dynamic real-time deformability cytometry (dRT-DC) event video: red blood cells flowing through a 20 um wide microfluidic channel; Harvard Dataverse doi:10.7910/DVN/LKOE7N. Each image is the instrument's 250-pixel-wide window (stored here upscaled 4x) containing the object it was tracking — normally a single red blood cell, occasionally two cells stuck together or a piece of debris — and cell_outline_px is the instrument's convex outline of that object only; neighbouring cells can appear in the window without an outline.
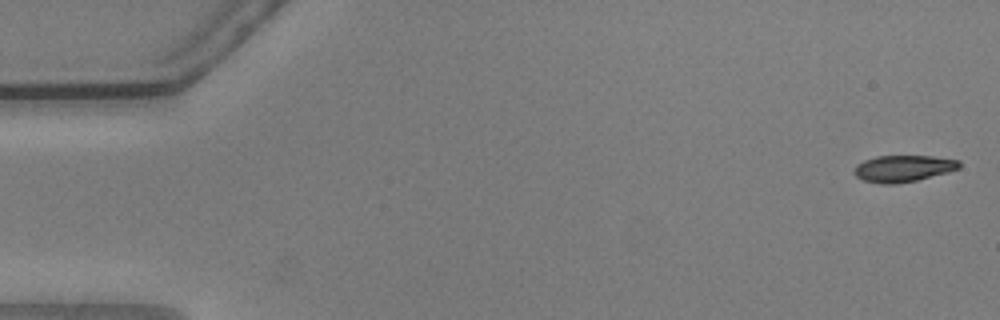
{"species": "common noctule bat (a hibernating species)", "species_latin": "Nyctalus noctula", "temperature_condition": "warm", "stored_images_in_passage": 10, "camera_frame_rate_fps": 3000, "um_per_image_px": 0.085, "animal": {"sex": "male", "body_mass_g": 20.5, "forearm_length_mm": 52.5}, "frame": {"image": 1, "passage_image": 1, "time_ms": 0.0, "image_size_px": [1000, 320], "cell_outline_px": [[960, 168], [948, 172], [916, 180], [896, 184], [880, 184], [864, 180], [856, 176], [856, 164], [864, 160], [876, 156], [932, 156], [960, 160]], "centroid_in_image_um": [76.79, 14.32], "position_along_channel_um": 8.2, "area_um2": 16.18}}